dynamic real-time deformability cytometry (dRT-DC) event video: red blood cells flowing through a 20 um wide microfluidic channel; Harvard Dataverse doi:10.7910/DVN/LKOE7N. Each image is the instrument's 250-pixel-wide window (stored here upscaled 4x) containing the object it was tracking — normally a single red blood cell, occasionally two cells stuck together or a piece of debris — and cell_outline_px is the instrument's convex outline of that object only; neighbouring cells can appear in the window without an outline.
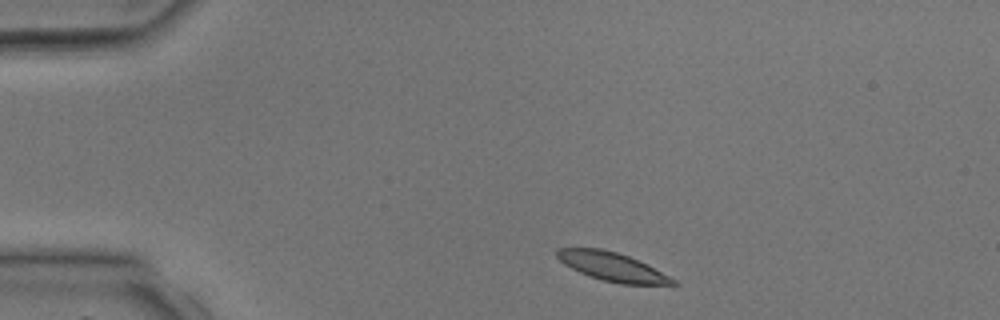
{"species": "common noctule bat (a hibernating species)", "species_latin": "Nyctalus noctula", "temperature_condition": "room temperature", "stored_images_in_passage": 4, "camera_frame_rate_fps": 3000, "um_per_image_px": 0.085, "animal": {"sex": "male", "body_mass_g": 17.9, "forearm_length_mm": 54.2}, "frame": {"image": 1, "passage_image": 4, "time_ms": 3.333, "image_size_px": [1000, 320], "cell_outline_px": [[680, 284], [620, 284], [588, 276], [564, 264], [556, 256], [556, 248], [600, 248], [616, 252], [628, 256], [676, 280]], "centroid_in_image_um": [51.97, 22.66], "position_along_channel_um": 33.0, "area_um2": 18.84}}